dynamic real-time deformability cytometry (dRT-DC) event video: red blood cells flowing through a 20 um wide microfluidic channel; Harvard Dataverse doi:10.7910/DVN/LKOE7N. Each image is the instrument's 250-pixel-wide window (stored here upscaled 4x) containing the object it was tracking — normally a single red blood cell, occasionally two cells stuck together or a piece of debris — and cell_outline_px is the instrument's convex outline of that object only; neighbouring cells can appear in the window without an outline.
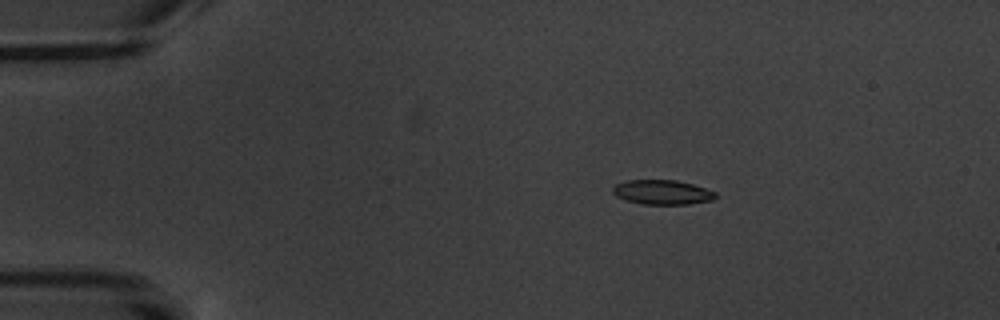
{"species": "common noctule bat (a hibernating species)", "species_latin": "Nyctalus noctula", "temperature_condition": "warm", "stored_images_in_passage": 7, "camera_frame_rate_fps": 3000, "um_per_image_px": 0.085, "animal": {"sex": "male", "body_mass_g": 20.1, "forearm_length_mm": 53.5}, "frame": {"image": 1, "passage_image": 4, "time_ms": 3.667, "image_size_px": [1000, 320], "cell_outline_px": [[716, 196], [712, 200], [688, 204], [640, 204], [624, 200], [616, 196], [612, 192], [612, 188], [616, 184], [628, 180], [676, 180], [692, 184], [716, 192]], "centroid_in_image_um": [56.26, 16.34], "position_along_channel_um": 28.7, "area_um2": 14.68}}